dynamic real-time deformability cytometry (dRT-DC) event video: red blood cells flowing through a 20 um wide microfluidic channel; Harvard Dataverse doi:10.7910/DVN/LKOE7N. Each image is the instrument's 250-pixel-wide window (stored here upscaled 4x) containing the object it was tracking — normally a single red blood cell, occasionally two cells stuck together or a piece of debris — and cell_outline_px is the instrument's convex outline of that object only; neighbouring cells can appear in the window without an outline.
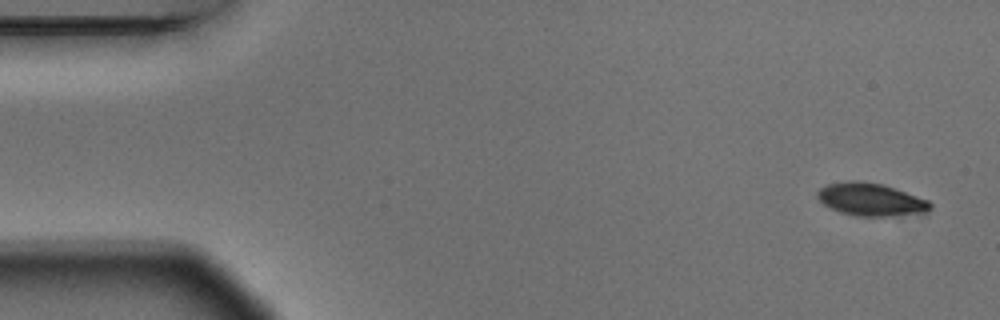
{"species": "Egyptian fruit bat (a non-hibernating species)", "species_latin": "Rousettus aegyptiacus", "temperature_condition": "warm", "stored_images_in_passage": 5, "camera_frame_rate_fps": 3000, "um_per_image_px": 0.085, "animal": {"sex": "male"}, "frame": {"image": 1, "passage_image": 1, "time_ms": 0.0, "image_size_px": [1000, 320], "cell_outline_px": [[932, 208], [928, 212], [888, 216], [856, 216], [840, 212], [824, 204], [816, 196], [816, 192], [820, 188], [828, 184], [852, 180], [856, 180], [880, 184], [928, 200], [932, 204]], "centroid_in_image_um": [74.0, 16.96], "position_along_channel_um": 11.0, "area_um2": 21.21}}
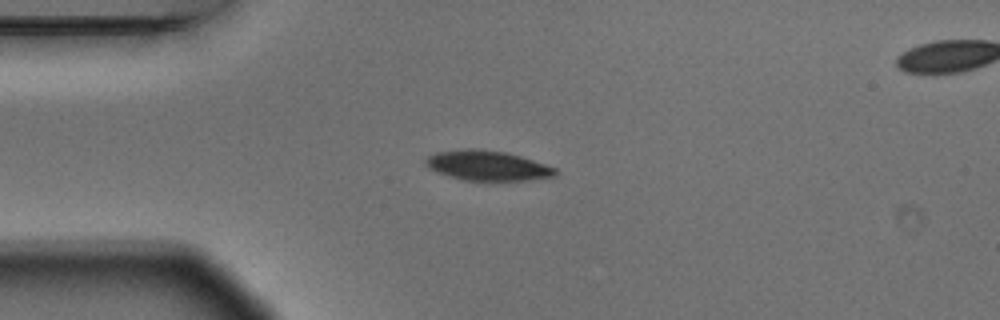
{"frame": {"image": 2, "passage_image": 4, "time_ms": 1.0, "image_size_px": [1000, 320], "cell_outline_px": [[556, 176], [524, 180], [464, 180], [448, 176], [428, 168], [424, 164], [424, 160], [428, 156], [436, 152], [468, 148], [472, 148], [504, 152], [520, 156], [556, 168]], "centroid_in_image_um": [41.38, 14.07], "position_along_channel_um": 43.6, "area_um2": 22.37}}